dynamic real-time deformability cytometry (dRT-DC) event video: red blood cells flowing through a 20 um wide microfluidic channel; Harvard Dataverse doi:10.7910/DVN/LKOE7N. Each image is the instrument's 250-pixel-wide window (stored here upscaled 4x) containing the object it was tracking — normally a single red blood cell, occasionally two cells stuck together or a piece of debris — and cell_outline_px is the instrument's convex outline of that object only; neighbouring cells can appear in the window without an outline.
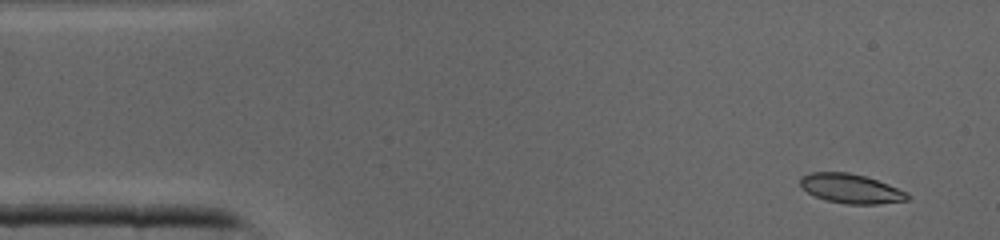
{"species": "common noctule bat (a hibernating species)", "species_latin": "Nyctalus noctula", "temperature_condition": "cold", "stored_images_in_passage": 42, "camera_frame_rate_fps": 3000, "um_per_image_px": 0.085, "animal": {"sex": "male", "body_mass_g": 19.0, "forearm_length_mm": 50.8}, "frame": {"image": 1, "passage_image": 3, "time_ms": 0.667, "image_size_px": [1000, 240], "cell_outline_px": [[908, 200], [876, 204], [848, 204], [824, 200], [808, 192], [800, 184], [800, 176], [812, 172], [848, 172], [864, 176], [888, 184], [908, 192]], "centroid_in_image_um": [72.32, 16.03], "position_along_channel_um": 12.7, "area_um2": 18.21}}
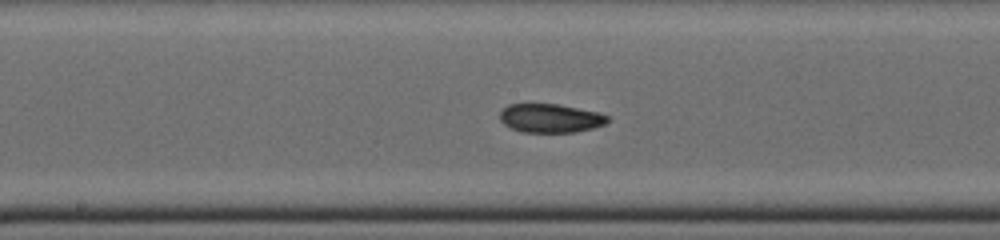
{"frame": {"image": 2, "passage_image": 21, "time_ms": 6.667, "image_size_px": [1000, 240], "cell_outline_px": [[608, 120], [604, 124], [592, 128], [576, 132], [524, 132], [512, 128], [504, 124], [500, 120], [500, 112], [508, 104], [556, 104], [596, 112], [608, 116]], "centroid_in_image_um": [46.75, 10.05], "position_along_channel_um": 201.5, "area_um2": 17.74}}
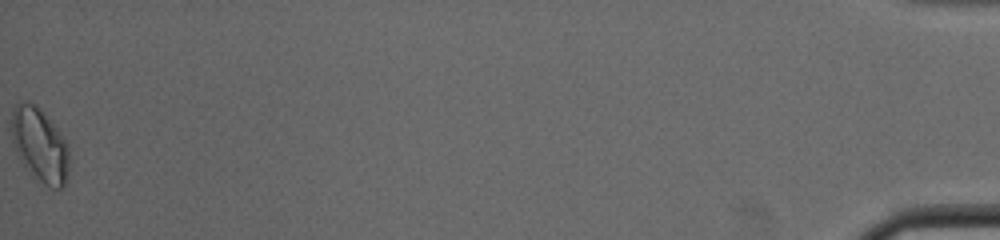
{"frame": {"image": 3, "passage_image": 42, "time_ms": 13.667, "image_size_px": [1000, 240], "cell_outline_px": [[68, 168], [64, 184], [60, 188], [52, 188], [44, 184], [36, 176], [20, 156], [12, 140], [12, 112], [16, 104], [24, 100], [28, 100], [36, 104], [60, 132], [68, 144]], "centroid_in_image_um": [3.4, 12.25], "position_along_channel_um": 431.8, "area_um2": 23.99}}